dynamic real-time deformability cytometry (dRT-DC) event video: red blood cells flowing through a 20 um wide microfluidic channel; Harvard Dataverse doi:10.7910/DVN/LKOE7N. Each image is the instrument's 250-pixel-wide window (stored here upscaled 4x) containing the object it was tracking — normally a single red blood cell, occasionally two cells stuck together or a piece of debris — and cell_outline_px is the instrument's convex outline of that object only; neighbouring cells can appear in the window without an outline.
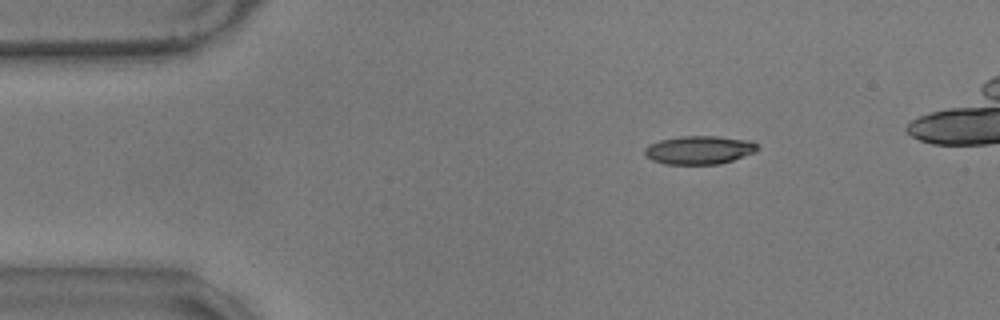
{"species": "common noctule bat (a hibernating species)", "species_latin": "Nyctalus noctula", "temperature_condition": "warm", "stored_images_in_passage": 54, "camera_frame_rate_fps": 3000, "um_per_image_px": 0.085, "animal": {"sex": "male", "body_mass_g": 17.9}, "frame": {"image": 1, "passage_image": 9, "time_ms": 2.667, "image_size_px": [1000, 320], "cell_outline_px": [[760, 148], [756, 152], [720, 164], [664, 164], [652, 160], [644, 156], [644, 148], [648, 144], [660, 140], [680, 136], [716, 136], [752, 140]], "centroid_in_image_um": [59.42, 12.74], "position_along_channel_um": 25.6, "area_um2": 18.9}}
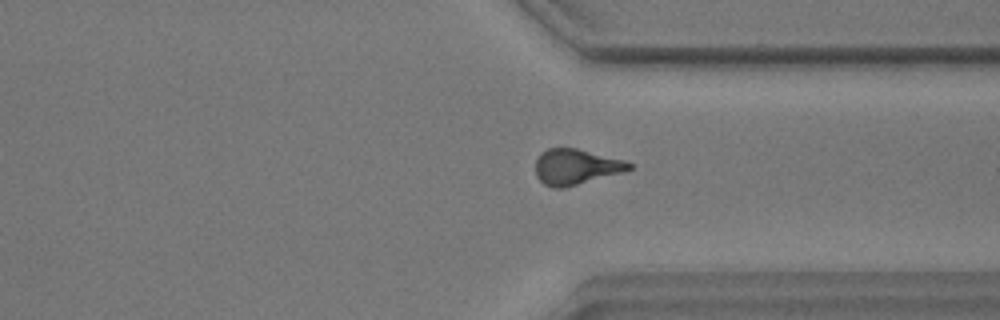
{"frame": {"image": 2, "passage_image": 43, "time_ms": 14.0, "image_size_px": [1000, 320], "cell_outline_px": [[632, 168], [624, 172], [564, 188], [552, 188], [544, 184], [536, 176], [536, 160], [540, 152], [548, 148], [576, 148], [624, 160], [632, 164]], "centroid_in_image_um": [48.94, 14.18], "position_along_channel_um": 362.5, "area_um2": 19.42}}
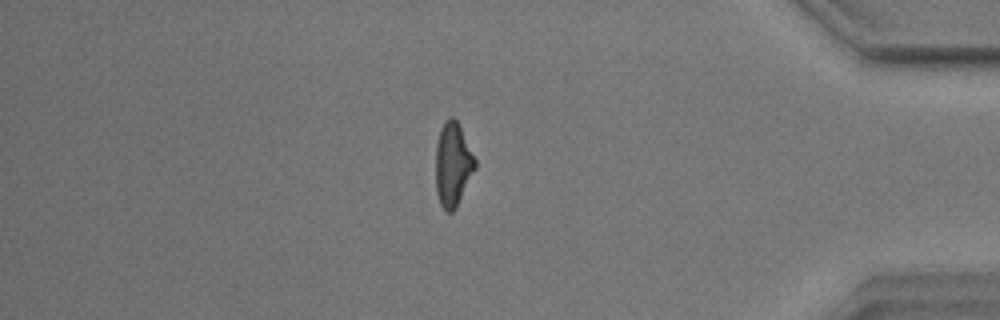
{"frame": {"image": 3, "passage_image": 49, "time_ms": 16.0, "image_size_px": [1000, 320], "cell_outline_px": [[476, 168], [456, 208], [452, 212], [448, 212], [440, 204], [436, 192], [436, 144], [440, 128], [444, 120], [452, 116], [456, 120], [476, 160]], "centroid_in_image_um": [38.48, 13.99], "position_along_channel_um": 396.7, "area_um2": 19.13}, "authors_computed_cell_mechanics": {"area_um2": 19.4208, "velocity_mm_per_s": 3.4817, "shape_relaxation_time_tau1_ms": 5.8917, "shape_relaxation_time_tau2_ms": 2.0061, "deformation_change_tau1": 0.2033, "deformation_change_tau2": 0.111}}